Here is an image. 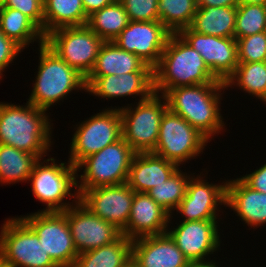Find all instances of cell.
I'll return each instance as SVG.
<instances>
[{
    "label": "cell",
    "mask_w": 266,
    "mask_h": 267,
    "mask_svg": "<svg viewBox=\"0 0 266 267\" xmlns=\"http://www.w3.org/2000/svg\"><path fill=\"white\" fill-rule=\"evenodd\" d=\"M50 112L28 101L24 105L0 102V144L47 157L53 145ZM50 120V121H49Z\"/></svg>",
    "instance_id": "6da1fadb"
},
{
    "label": "cell",
    "mask_w": 266,
    "mask_h": 267,
    "mask_svg": "<svg viewBox=\"0 0 266 267\" xmlns=\"http://www.w3.org/2000/svg\"><path fill=\"white\" fill-rule=\"evenodd\" d=\"M226 89L225 84H200L168 89L163 96L169 110L211 141L225 131L220 106Z\"/></svg>",
    "instance_id": "7a4b0ae2"
},
{
    "label": "cell",
    "mask_w": 266,
    "mask_h": 267,
    "mask_svg": "<svg viewBox=\"0 0 266 267\" xmlns=\"http://www.w3.org/2000/svg\"><path fill=\"white\" fill-rule=\"evenodd\" d=\"M154 92L200 84H225L207 67L204 59L178 33H171L158 65L153 69Z\"/></svg>",
    "instance_id": "3957f363"
},
{
    "label": "cell",
    "mask_w": 266,
    "mask_h": 267,
    "mask_svg": "<svg viewBox=\"0 0 266 267\" xmlns=\"http://www.w3.org/2000/svg\"><path fill=\"white\" fill-rule=\"evenodd\" d=\"M38 49L39 60L33 89L28 96V102L35 107L45 110L63 102L73 91L86 92L85 77L75 68L69 66L45 43ZM35 81V82H34Z\"/></svg>",
    "instance_id": "277c9868"
},
{
    "label": "cell",
    "mask_w": 266,
    "mask_h": 267,
    "mask_svg": "<svg viewBox=\"0 0 266 267\" xmlns=\"http://www.w3.org/2000/svg\"><path fill=\"white\" fill-rule=\"evenodd\" d=\"M67 162L44 157L35 163L29 177L31 192L46 207L38 212H63L79 200L76 167ZM68 197L72 202L65 200Z\"/></svg>",
    "instance_id": "5b68a950"
},
{
    "label": "cell",
    "mask_w": 266,
    "mask_h": 267,
    "mask_svg": "<svg viewBox=\"0 0 266 267\" xmlns=\"http://www.w3.org/2000/svg\"><path fill=\"white\" fill-rule=\"evenodd\" d=\"M135 154L136 152L130 145L121 138L83 159L76 166L78 194L98 186L127 183L131 162ZM81 170H83V174H78Z\"/></svg>",
    "instance_id": "8992f818"
},
{
    "label": "cell",
    "mask_w": 266,
    "mask_h": 267,
    "mask_svg": "<svg viewBox=\"0 0 266 267\" xmlns=\"http://www.w3.org/2000/svg\"><path fill=\"white\" fill-rule=\"evenodd\" d=\"M126 105L114 106L120 110L122 138L136 153L153 152L158 142L162 116L168 109L165 97L154 92L143 101Z\"/></svg>",
    "instance_id": "52a82bcc"
},
{
    "label": "cell",
    "mask_w": 266,
    "mask_h": 267,
    "mask_svg": "<svg viewBox=\"0 0 266 267\" xmlns=\"http://www.w3.org/2000/svg\"><path fill=\"white\" fill-rule=\"evenodd\" d=\"M0 261L6 267H59L19 216L4 220L1 226Z\"/></svg>",
    "instance_id": "ba28073f"
},
{
    "label": "cell",
    "mask_w": 266,
    "mask_h": 267,
    "mask_svg": "<svg viewBox=\"0 0 266 267\" xmlns=\"http://www.w3.org/2000/svg\"><path fill=\"white\" fill-rule=\"evenodd\" d=\"M73 125L68 161L77 166L83 159L122 138L120 110L108 107Z\"/></svg>",
    "instance_id": "9c48e42d"
},
{
    "label": "cell",
    "mask_w": 266,
    "mask_h": 267,
    "mask_svg": "<svg viewBox=\"0 0 266 267\" xmlns=\"http://www.w3.org/2000/svg\"><path fill=\"white\" fill-rule=\"evenodd\" d=\"M208 142L184 118L167 109L161 119L158 142L153 153L180 167L188 160L196 159L201 152L203 154Z\"/></svg>",
    "instance_id": "30bf717a"
},
{
    "label": "cell",
    "mask_w": 266,
    "mask_h": 267,
    "mask_svg": "<svg viewBox=\"0 0 266 267\" xmlns=\"http://www.w3.org/2000/svg\"><path fill=\"white\" fill-rule=\"evenodd\" d=\"M103 43L87 25L58 28L45 36V44L85 78L92 71Z\"/></svg>",
    "instance_id": "8fae6325"
},
{
    "label": "cell",
    "mask_w": 266,
    "mask_h": 267,
    "mask_svg": "<svg viewBox=\"0 0 266 267\" xmlns=\"http://www.w3.org/2000/svg\"><path fill=\"white\" fill-rule=\"evenodd\" d=\"M20 218L36 233L45 251L59 267H73L78 252L63 212L37 211Z\"/></svg>",
    "instance_id": "7c38bea8"
},
{
    "label": "cell",
    "mask_w": 266,
    "mask_h": 267,
    "mask_svg": "<svg viewBox=\"0 0 266 267\" xmlns=\"http://www.w3.org/2000/svg\"><path fill=\"white\" fill-rule=\"evenodd\" d=\"M173 218L170 215L166 233L189 262L210 260V255L221 250L219 220L179 221L176 228L170 229Z\"/></svg>",
    "instance_id": "4fadbf2b"
},
{
    "label": "cell",
    "mask_w": 266,
    "mask_h": 267,
    "mask_svg": "<svg viewBox=\"0 0 266 267\" xmlns=\"http://www.w3.org/2000/svg\"><path fill=\"white\" fill-rule=\"evenodd\" d=\"M202 173L191 176L186 195L175 210L184 218L181 221L219 220V209L226 207L228 180L209 183Z\"/></svg>",
    "instance_id": "5bb4252c"
},
{
    "label": "cell",
    "mask_w": 266,
    "mask_h": 267,
    "mask_svg": "<svg viewBox=\"0 0 266 267\" xmlns=\"http://www.w3.org/2000/svg\"><path fill=\"white\" fill-rule=\"evenodd\" d=\"M178 34L193 48L222 82H226L238 66V45L235 37H216L193 31L190 27L181 29Z\"/></svg>",
    "instance_id": "9a60e30c"
},
{
    "label": "cell",
    "mask_w": 266,
    "mask_h": 267,
    "mask_svg": "<svg viewBox=\"0 0 266 267\" xmlns=\"http://www.w3.org/2000/svg\"><path fill=\"white\" fill-rule=\"evenodd\" d=\"M170 34L160 21H129L113 42L119 48L137 55L154 69Z\"/></svg>",
    "instance_id": "2e32d148"
},
{
    "label": "cell",
    "mask_w": 266,
    "mask_h": 267,
    "mask_svg": "<svg viewBox=\"0 0 266 267\" xmlns=\"http://www.w3.org/2000/svg\"><path fill=\"white\" fill-rule=\"evenodd\" d=\"M63 213L78 254L111 244L122 235L112 223L93 214L79 200Z\"/></svg>",
    "instance_id": "e0dca14e"
},
{
    "label": "cell",
    "mask_w": 266,
    "mask_h": 267,
    "mask_svg": "<svg viewBox=\"0 0 266 267\" xmlns=\"http://www.w3.org/2000/svg\"><path fill=\"white\" fill-rule=\"evenodd\" d=\"M135 191L127 183L84 190L79 201L93 214L112 223L121 232L126 228Z\"/></svg>",
    "instance_id": "ac0fdd59"
},
{
    "label": "cell",
    "mask_w": 266,
    "mask_h": 267,
    "mask_svg": "<svg viewBox=\"0 0 266 267\" xmlns=\"http://www.w3.org/2000/svg\"><path fill=\"white\" fill-rule=\"evenodd\" d=\"M86 92L101 99L113 100L138 96L143 101L154 93L153 72H131L120 75L87 76Z\"/></svg>",
    "instance_id": "d6986e66"
},
{
    "label": "cell",
    "mask_w": 266,
    "mask_h": 267,
    "mask_svg": "<svg viewBox=\"0 0 266 267\" xmlns=\"http://www.w3.org/2000/svg\"><path fill=\"white\" fill-rule=\"evenodd\" d=\"M169 218L170 214L147 193L135 192L129 220L121 234L130 240L161 235L167 231Z\"/></svg>",
    "instance_id": "ffe728a7"
},
{
    "label": "cell",
    "mask_w": 266,
    "mask_h": 267,
    "mask_svg": "<svg viewBox=\"0 0 266 267\" xmlns=\"http://www.w3.org/2000/svg\"><path fill=\"white\" fill-rule=\"evenodd\" d=\"M132 260L139 267H187L190 263L167 233L132 240Z\"/></svg>",
    "instance_id": "44dd1931"
},
{
    "label": "cell",
    "mask_w": 266,
    "mask_h": 267,
    "mask_svg": "<svg viewBox=\"0 0 266 267\" xmlns=\"http://www.w3.org/2000/svg\"><path fill=\"white\" fill-rule=\"evenodd\" d=\"M226 207L255 230L266 224V193L251 189L239 177L228 179Z\"/></svg>",
    "instance_id": "7402d4cb"
},
{
    "label": "cell",
    "mask_w": 266,
    "mask_h": 267,
    "mask_svg": "<svg viewBox=\"0 0 266 267\" xmlns=\"http://www.w3.org/2000/svg\"><path fill=\"white\" fill-rule=\"evenodd\" d=\"M179 166L153 152L136 153L132 159L127 184L135 192L147 193L165 182Z\"/></svg>",
    "instance_id": "603a6c76"
},
{
    "label": "cell",
    "mask_w": 266,
    "mask_h": 267,
    "mask_svg": "<svg viewBox=\"0 0 266 267\" xmlns=\"http://www.w3.org/2000/svg\"><path fill=\"white\" fill-rule=\"evenodd\" d=\"M131 72H153L137 55L119 48L113 41L104 42L88 76H115Z\"/></svg>",
    "instance_id": "cb8c5ba5"
},
{
    "label": "cell",
    "mask_w": 266,
    "mask_h": 267,
    "mask_svg": "<svg viewBox=\"0 0 266 267\" xmlns=\"http://www.w3.org/2000/svg\"><path fill=\"white\" fill-rule=\"evenodd\" d=\"M237 6L197 8L190 28L201 34L216 37H234Z\"/></svg>",
    "instance_id": "d4e9b609"
},
{
    "label": "cell",
    "mask_w": 266,
    "mask_h": 267,
    "mask_svg": "<svg viewBox=\"0 0 266 267\" xmlns=\"http://www.w3.org/2000/svg\"><path fill=\"white\" fill-rule=\"evenodd\" d=\"M132 260V240L121 235L116 241L78 254L73 267H125Z\"/></svg>",
    "instance_id": "484cf974"
},
{
    "label": "cell",
    "mask_w": 266,
    "mask_h": 267,
    "mask_svg": "<svg viewBox=\"0 0 266 267\" xmlns=\"http://www.w3.org/2000/svg\"><path fill=\"white\" fill-rule=\"evenodd\" d=\"M44 36L62 27L86 25L82 0H43Z\"/></svg>",
    "instance_id": "4316f807"
},
{
    "label": "cell",
    "mask_w": 266,
    "mask_h": 267,
    "mask_svg": "<svg viewBox=\"0 0 266 267\" xmlns=\"http://www.w3.org/2000/svg\"><path fill=\"white\" fill-rule=\"evenodd\" d=\"M0 28L10 39H13L23 49L30 43L38 42V46L45 43V36L41 29L25 14L10 7L0 8Z\"/></svg>",
    "instance_id": "83f0119b"
},
{
    "label": "cell",
    "mask_w": 266,
    "mask_h": 267,
    "mask_svg": "<svg viewBox=\"0 0 266 267\" xmlns=\"http://www.w3.org/2000/svg\"><path fill=\"white\" fill-rule=\"evenodd\" d=\"M38 160L36 155L0 144V184L6 186L8 183L13 185L29 182V177Z\"/></svg>",
    "instance_id": "f1b7e54d"
},
{
    "label": "cell",
    "mask_w": 266,
    "mask_h": 267,
    "mask_svg": "<svg viewBox=\"0 0 266 267\" xmlns=\"http://www.w3.org/2000/svg\"><path fill=\"white\" fill-rule=\"evenodd\" d=\"M128 23V14L121 2L113 1L88 16L86 25L104 42H111L123 31Z\"/></svg>",
    "instance_id": "f546056e"
},
{
    "label": "cell",
    "mask_w": 266,
    "mask_h": 267,
    "mask_svg": "<svg viewBox=\"0 0 266 267\" xmlns=\"http://www.w3.org/2000/svg\"><path fill=\"white\" fill-rule=\"evenodd\" d=\"M225 85L227 90L235 86L266 105V62L238 63Z\"/></svg>",
    "instance_id": "4dcf8cb0"
},
{
    "label": "cell",
    "mask_w": 266,
    "mask_h": 267,
    "mask_svg": "<svg viewBox=\"0 0 266 267\" xmlns=\"http://www.w3.org/2000/svg\"><path fill=\"white\" fill-rule=\"evenodd\" d=\"M195 173H185L179 167L165 182L150 189L147 194L170 215L186 195V189L191 176Z\"/></svg>",
    "instance_id": "1f68e13d"
},
{
    "label": "cell",
    "mask_w": 266,
    "mask_h": 267,
    "mask_svg": "<svg viewBox=\"0 0 266 267\" xmlns=\"http://www.w3.org/2000/svg\"><path fill=\"white\" fill-rule=\"evenodd\" d=\"M159 21L171 32L189 27L197 11L196 0H158Z\"/></svg>",
    "instance_id": "d6a6232c"
},
{
    "label": "cell",
    "mask_w": 266,
    "mask_h": 267,
    "mask_svg": "<svg viewBox=\"0 0 266 267\" xmlns=\"http://www.w3.org/2000/svg\"><path fill=\"white\" fill-rule=\"evenodd\" d=\"M266 31L264 5H238L235 22V38H243Z\"/></svg>",
    "instance_id": "836d02e7"
},
{
    "label": "cell",
    "mask_w": 266,
    "mask_h": 267,
    "mask_svg": "<svg viewBox=\"0 0 266 267\" xmlns=\"http://www.w3.org/2000/svg\"><path fill=\"white\" fill-rule=\"evenodd\" d=\"M235 39L239 63L266 62V31Z\"/></svg>",
    "instance_id": "e575fe53"
},
{
    "label": "cell",
    "mask_w": 266,
    "mask_h": 267,
    "mask_svg": "<svg viewBox=\"0 0 266 267\" xmlns=\"http://www.w3.org/2000/svg\"><path fill=\"white\" fill-rule=\"evenodd\" d=\"M129 21H159L158 0H120Z\"/></svg>",
    "instance_id": "d590c367"
},
{
    "label": "cell",
    "mask_w": 266,
    "mask_h": 267,
    "mask_svg": "<svg viewBox=\"0 0 266 267\" xmlns=\"http://www.w3.org/2000/svg\"><path fill=\"white\" fill-rule=\"evenodd\" d=\"M3 7L19 10L28 16L44 35V6L43 0H4Z\"/></svg>",
    "instance_id": "8d00e7d4"
},
{
    "label": "cell",
    "mask_w": 266,
    "mask_h": 267,
    "mask_svg": "<svg viewBox=\"0 0 266 267\" xmlns=\"http://www.w3.org/2000/svg\"><path fill=\"white\" fill-rule=\"evenodd\" d=\"M24 49L13 39L8 38L0 28V79L4 77L5 72L14 59L21 54ZM0 80V81H1Z\"/></svg>",
    "instance_id": "74e56055"
},
{
    "label": "cell",
    "mask_w": 266,
    "mask_h": 267,
    "mask_svg": "<svg viewBox=\"0 0 266 267\" xmlns=\"http://www.w3.org/2000/svg\"><path fill=\"white\" fill-rule=\"evenodd\" d=\"M251 189L266 193V163L253 172L239 177Z\"/></svg>",
    "instance_id": "f35d334b"
},
{
    "label": "cell",
    "mask_w": 266,
    "mask_h": 267,
    "mask_svg": "<svg viewBox=\"0 0 266 267\" xmlns=\"http://www.w3.org/2000/svg\"><path fill=\"white\" fill-rule=\"evenodd\" d=\"M114 0H82L84 11L87 16L111 4Z\"/></svg>",
    "instance_id": "ab89813d"
},
{
    "label": "cell",
    "mask_w": 266,
    "mask_h": 267,
    "mask_svg": "<svg viewBox=\"0 0 266 267\" xmlns=\"http://www.w3.org/2000/svg\"><path fill=\"white\" fill-rule=\"evenodd\" d=\"M197 7L212 6V7H233L238 6V0H196Z\"/></svg>",
    "instance_id": "60d3db41"
},
{
    "label": "cell",
    "mask_w": 266,
    "mask_h": 267,
    "mask_svg": "<svg viewBox=\"0 0 266 267\" xmlns=\"http://www.w3.org/2000/svg\"><path fill=\"white\" fill-rule=\"evenodd\" d=\"M187 267H220L219 262H215V260H206V261H197L190 262Z\"/></svg>",
    "instance_id": "b9f144b4"
},
{
    "label": "cell",
    "mask_w": 266,
    "mask_h": 267,
    "mask_svg": "<svg viewBox=\"0 0 266 267\" xmlns=\"http://www.w3.org/2000/svg\"><path fill=\"white\" fill-rule=\"evenodd\" d=\"M266 0H238V5H249V4H255V5H265Z\"/></svg>",
    "instance_id": "7bdbcfd3"
},
{
    "label": "cell",
    "mask_w": 266,
    "mask_h": 267,
    "mask_svg": "<svg viewBox=\"0 0 266 267\" xmlns=\"http://www.w3.org/2000/svg\"><path fill=\"white\" fill-rule=\"evenodd\" d=\"M125 267H139L133 260H131Z\"/></svg>",
    "instance_id": "ee69618b"
},
{
    "label": "cell",
    "mask_w": 266,
    "mask_h": 267,
    "mask_svg": "<svg viewBox=\"0 0 266 267\" xmlns=\"http://www.w3.org/2000/svg\"><path fill=\"white\" fill-rule=\"evenodd\" d=\"M4 5V0H0V8L3 7Z\"/></svg>",
    "instance_id": "f6af8a7d"
},
{
    "label": "cell",
    "mask_w": 266,
    "mask_h": 267,
    "mask_svg": "<svg viewBox=\"0 0 266 267\" xmlns=\"http://www.w3.org/2000/svg\"><path fill=\"white\" fill-rule=\"evenodd\" d=\"M264 9H265V16H266V3H265V5H264Z\"/></svg>",
    "instance_id": "bcb514c9"
}]
</instances>
